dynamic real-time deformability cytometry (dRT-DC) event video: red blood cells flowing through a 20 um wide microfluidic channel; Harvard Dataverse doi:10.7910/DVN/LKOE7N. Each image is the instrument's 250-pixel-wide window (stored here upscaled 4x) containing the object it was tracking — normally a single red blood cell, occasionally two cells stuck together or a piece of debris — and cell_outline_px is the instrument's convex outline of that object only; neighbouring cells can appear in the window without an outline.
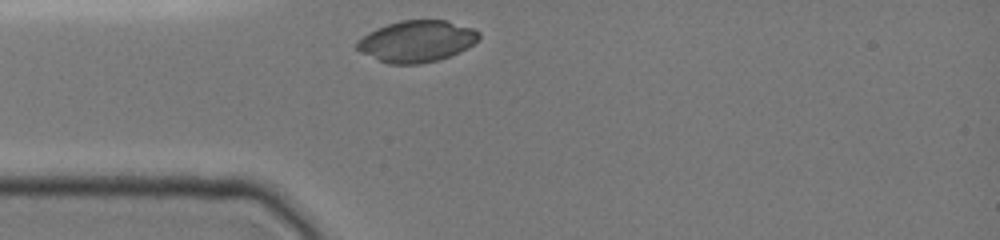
{"species": "common noctule bat (a hibernating species)", "species_latin": "Nyctalus noctula", "temperature_condition": "cold", "stored_images_in_passage": 1, "camera_frame_rate_fps": 3000, "um_per_image_px": 0.085, "animal": {"sex": "female", "body_mass_g": 19.0, "forearm_length_mm": 51.5}, "frame": {"image": 1, "passage_image": 1, "time_ms": 0.0, "image_size_px": [1000, 240], "cell_outline_px": [[480, 40], [468, 48], [460, 52], [436, 60], [420, 64], [388, 64], [360, 52], [356, 48], [356, 40], [368, 32], [376, 28], [400, 20], [448, 20], [472, 28], [480, 32]], "centroid_in_image_um": [35.43, 3.5], "position_along_channel_um": 49.6, "area_um2": 29.71}}